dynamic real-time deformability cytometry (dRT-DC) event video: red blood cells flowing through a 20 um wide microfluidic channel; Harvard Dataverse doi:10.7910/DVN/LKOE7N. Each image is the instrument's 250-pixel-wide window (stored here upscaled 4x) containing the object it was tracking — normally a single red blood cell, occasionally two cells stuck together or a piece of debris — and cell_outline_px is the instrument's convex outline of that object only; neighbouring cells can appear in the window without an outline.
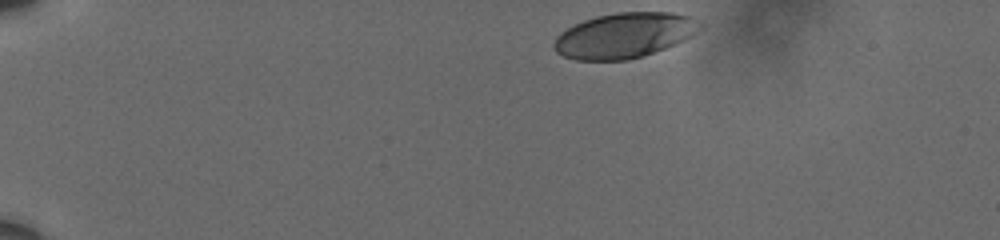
{"species": "human", "species_latin": "Homo sapiens", "temperature_condition": "cold", "stored_images_in_passage": 41, "camera_frame_rate_fps": 3000, "um_per_image_px": 0.085, "donor": {"sex": "male"}, "frame": {"image": 1, "passage_image": 1, "time_ms": 0.0, "image_size_px": [1000, 240], "cell_outline_px": [[704, 28], [692, 36], [684, 40], [664, 48], [628, 60], [576, 60], [564, 56], [556, 52], [552, 48], [552, 44], [556, 36], [560, 32], [584, 20], [596, 16], [616, 12], [672, 12], [688, 16], [704, 24]], "centroid_in_image_um": [53.07, 3.0], "position_along_channel_um": 31.9, "area_um2": 38.49}}
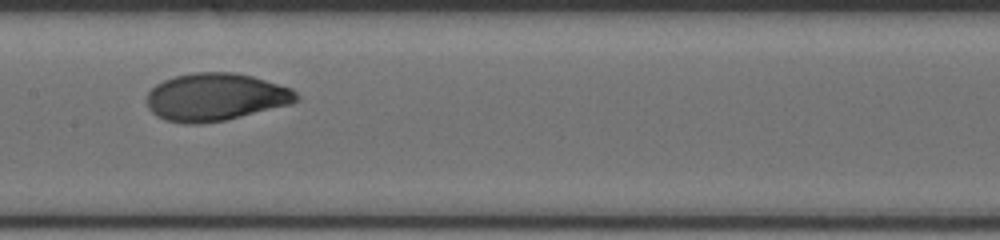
{"frame": {"image": 2, "passage_image": 22, "time_ms": 7.0, "image_size_px": [1000, 240], "cell_outline_px": [[300, 100], [292, 104], [228, 120], [200, 124], [184, 124], [164, 120], [156, 116], [148, 108], [148, 92], [156, 84], [164, 80], [176, 76], [192, 72], [236, 72], [252, 76], [292, 88], [300, 96]], "centroid_in_image_um": [18.36, 8.26], "position_along_channel_um": 189.0, "area_um2": 42.02}}
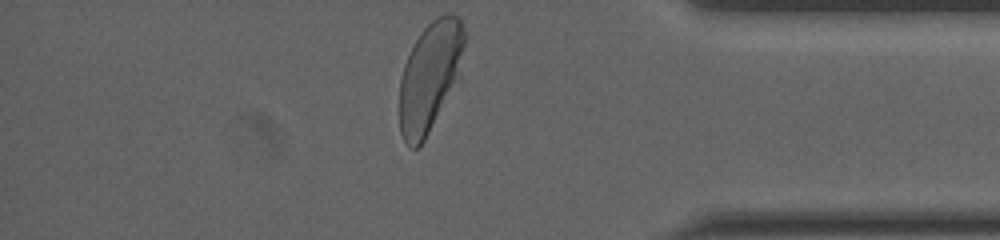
{"frame": {"image": 3, "passage_image": 41, "time_ms": 13.333, "image_size_px": [1000, 240], "cell_outline_px": [[464, 44], [460, 76], [424, 140], [416, 148], [412, 148], [404, 140], [400, 132], [400, 80], [404, 64], [420, 32], [436, 16], [448, 12], [452, 12], [460, 16], [464, 28]], "centroid_in_image_um": [36.56, 6.44], "position_along_channel_um": 398.6, "area_um2": 41.27}, "authors_computed_cell_mechanics": {"area_um2": 40.9802, "velocity_mm_per_s": 3.5818, "shape_relaxation_time_tau1_ms": 3.3011, "shape_relaxation_time_tau2_ms": null, "deformation_change_tau1": 0.1473, "deformation_change_tau2": null}}